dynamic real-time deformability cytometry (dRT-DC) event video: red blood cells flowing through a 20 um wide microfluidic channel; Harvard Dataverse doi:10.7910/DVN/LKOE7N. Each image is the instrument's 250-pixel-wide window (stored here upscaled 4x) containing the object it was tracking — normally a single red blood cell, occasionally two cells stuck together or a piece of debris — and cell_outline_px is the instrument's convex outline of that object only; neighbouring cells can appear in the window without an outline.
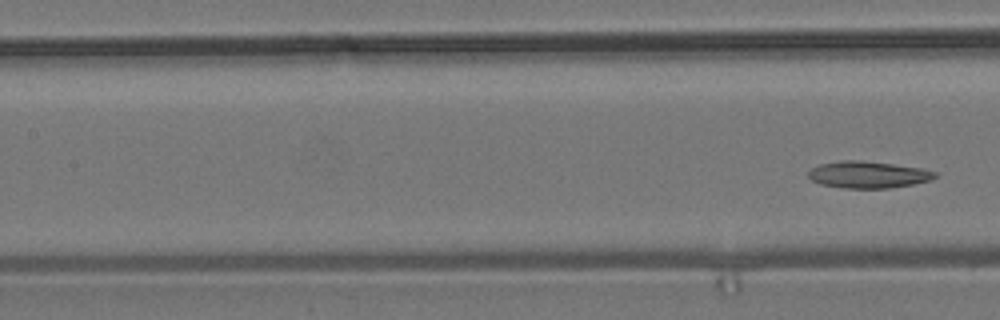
{"species": "common noctule bat (a hibernating species)", "species_latin": "Nyctalus noctula", "temperature_condition": "room temperature", "stored_images_in_passage": 4, "segment_of_instrument_passage": [2, 2], "camera_frame_rate_fps": 3000, "um_per_image_px": 0.085, "animal": {"sex": "male", "body_mass_g": 19.2, "forearm_length_mm": 51.8}, "frame": {"image": 1, "passage_image": 4, "time_ms": 4.333, "image_size_px": [1000, 320], "cell_outline_px": [[936, 176], [932, 180], [912, 184], [888, 188], [844, 188], [820, 184], [812, 180], [808, 176], [808, 172], [812, 168], [820, 164], [840, 160], [864, 160], [920, 168], [936, 172]], "centroid_in_image_um": [73.76, 14.84], "position_along_channel_um": 133.6, "area_um2": 19.71}}